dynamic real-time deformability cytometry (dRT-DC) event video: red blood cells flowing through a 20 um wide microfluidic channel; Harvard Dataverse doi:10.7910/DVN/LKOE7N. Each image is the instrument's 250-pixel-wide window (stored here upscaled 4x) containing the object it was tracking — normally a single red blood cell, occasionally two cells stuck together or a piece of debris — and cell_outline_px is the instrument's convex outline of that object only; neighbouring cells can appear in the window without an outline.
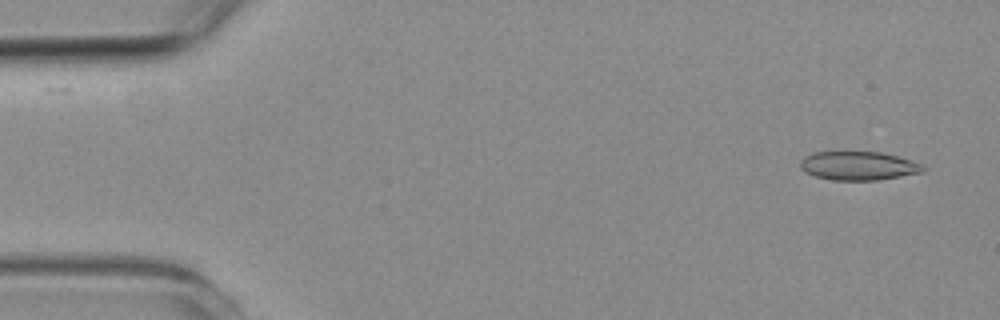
{"species": "common noctule bat (a hibernating species)", "species_latin": "Nyctalus noctula", "temperature_condition": "room temperature", "stored_images_in_passage": 55, "camera_frame_rate_fps": 3000, "um_per_image_px": 0.085, "animal": {"sex": "female", "body_mass_g": 19.3, "forearm_length_mm": 54.1}, "frame": {"image": 1, "passage_image": 2, "time_ms": 0.333, "image_size_px": [1000, 320], "cell_outline_px": [[928, 168], [924, 172], [880, 180], [832, 180], [816, 176], [804, 172], [800, 168], [800, 160], [804, 156], [812, 152], [880, 152], [896, 156], [924, 164]], "centroid_in_image_um": [72.98, 14.1], "position_along_channel_um": 12.0, "area_um2": 20.75}}
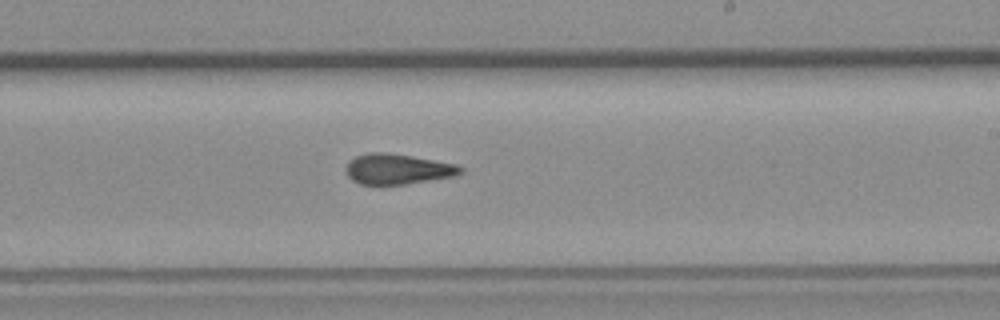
{"frame": {"image": 2, "passage_image": 32, "time_ms": 10.333, "image_size_px": [1000, 320], "cell_outline_px": [[464, 172], [456, 176], [404, 184], [360, 184], [352, 180], [348, 176], [344, 168], [356, 156], [368, 152], [384, 152], [412, 156], [456, 164], [464, 168]], "centroid_in_image_um": [33.82, 14.37], "position_along_channel_um": 255.2, "area_um2": 20.23}}
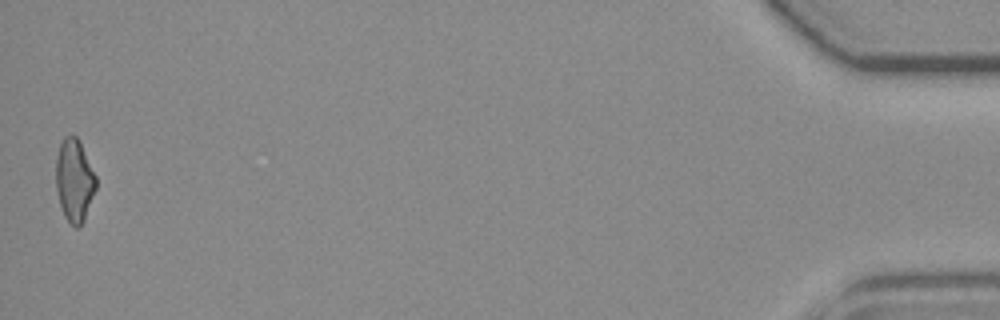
{"frame": {"image": 3, "passage_image": 55, "time_ms": 18.0, "image_size_px": [1000, 320], "cell_outline_px": [[96, 188], [84, 220], [76, 228], [64, 216], [60, 204], [56, 188], [56, 156], [60, 144], [64, 136], [76, 136], [80, 140], [96, 176]], "centroid_in_image_um": [6.32, 15.3], "position_along_channel_um": 428.9, "area_um2": 19.19}, "authors_computed_cell_mechanics": {"area_um2": 20.519, "velocity_mm_per_s": 3.5948, "shape_relaxation_time_tau1_ms": 9.8763, "shape_relaxation_time_tau2_ms": 2.1943, "deformation_change_tau1": 0.2237, "deformation_change_tau2": 0.1055}}